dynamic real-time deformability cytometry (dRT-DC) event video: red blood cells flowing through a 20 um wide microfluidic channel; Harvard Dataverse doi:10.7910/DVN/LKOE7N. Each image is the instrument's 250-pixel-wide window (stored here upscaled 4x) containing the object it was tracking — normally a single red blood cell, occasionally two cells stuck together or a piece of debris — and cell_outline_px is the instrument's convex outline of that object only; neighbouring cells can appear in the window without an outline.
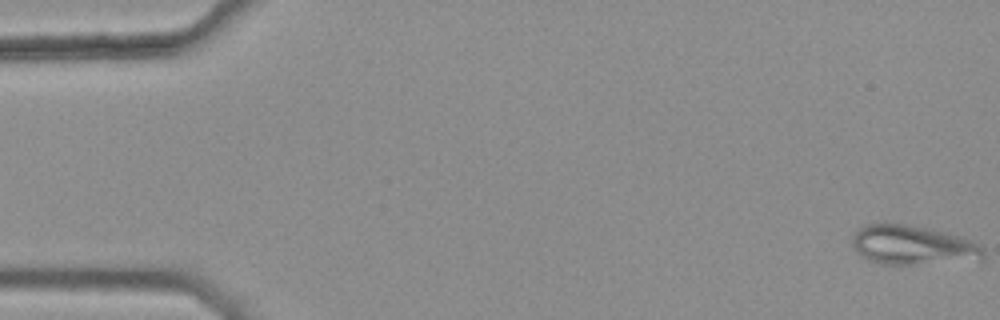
{"species": "common noctule bat (a hibernating species)", "species_latin": "Nyctalus noctula", "temperature_condition": "warm", "stored_images_in_passage": 45, "camera_frame_rate_fps": 3000, "um_per_image_px": 0.085, "animal": {"sex": "female", "body_mass_g": 25.1}, "frame": {"image": 1, "passage_image": 1, "time_ms": 0.0, "image_size_px": [1000, 320], "cell_outline_px": [[984, 260], [908, 264], [880, 264], [868, 260], [860, 256], [852, 244], [852, 236], [860, 228], [868, 224], [904, 224], [944, 232], [960, 236], [984, 248]], "centroid_in_image_um": [77.57, 20.86], "position_along_channel_um": 7.4, "area_um2": 29.71}}
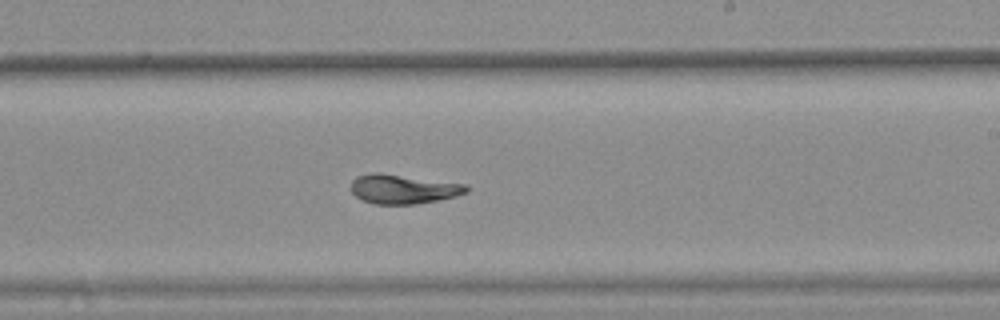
{"frame": {"image": 2, "passage_image": 32, "time_ms": 10.333, "image_size_px": [1000, 320], "cell_outline_px": [[468, 192], [456, 196], [416, 204], [376, 204], [364, 200], [356, 196], [352, 192], [352, 180], [356, 176], [372, 172], [376, 172], [468, 184]], "centroid_in_image_um": [34.29, 16.06], "position_along_channel_um": 254.7, "area_um2": 19.59}}
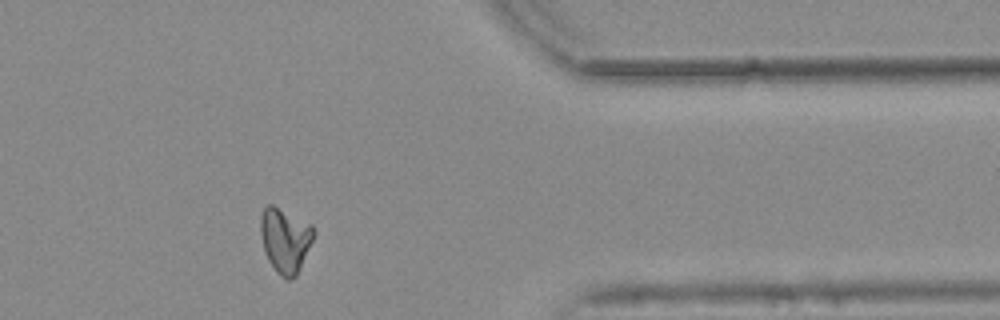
{"frame": {"image": 3, "passage_image": 44, "time_ms": 14.333, "image_size_px": [1000, 320], "cell_outline_px": [[316, 232], [296, 276], [292, 280], [288, 280], [280, 276], [276, 272], [268, 260], [264, 248], [260, 232], [260, 216], [264, 208], [268, 204], [272, 204], [312, 224]], "centroid_in_image_um": [24.24, 20.4], "position_along_channel_um": 387.2, "area_um2": 20.06}, "authors_computed_cell_mechanics": {"area_um2": 19.9988, "velocity_mm_per_s": 3.7647, "shape_relaxation_time_tau1_ms": 10.3841, "shape_relaxation_time_tau2_ms": 2.463, "deformation_change_tau1": 0.2155, "deformation_change_tau2": 0.0577}}